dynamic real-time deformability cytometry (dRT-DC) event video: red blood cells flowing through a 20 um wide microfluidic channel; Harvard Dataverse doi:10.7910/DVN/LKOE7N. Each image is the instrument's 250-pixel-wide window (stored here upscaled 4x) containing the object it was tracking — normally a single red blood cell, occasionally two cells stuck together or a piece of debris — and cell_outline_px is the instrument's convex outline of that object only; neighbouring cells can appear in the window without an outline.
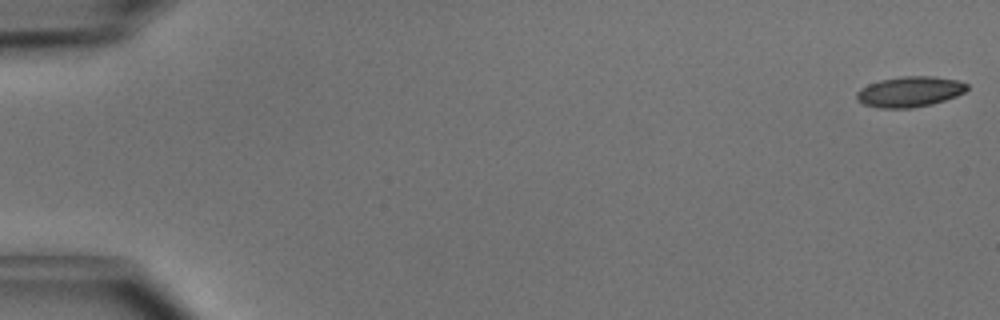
{"species": "common noctule bat (a hibernating species)", "species_latin": "Nyctalus noctula", "temperature_condition": "cold", "stored_images_in_passage": 50, "camera_frame_rate_fps": 3000, "um_per_image_px": 0.085, "animal": {"sex": "male", "body_mass_g": 15.6}, "frame": {"image": 1, "passage_image": 1, "time_ms": 0.0, "image_size_px": [1000, 320], "cell_outline_px": [[968, 88], [964, 92], [956, 96], [932, 104], [912, 108], [880, 108], [864, 104], [856, 100], [856, 92], [860, 88], [868, 84], [880, 80], [904, 76], [932, 76], [956, 80], [968, 84]], "centroid_in_image_um": [77.3, 7.8], "position_along_channel_um": 7.7, "area_um2": 19.59}}
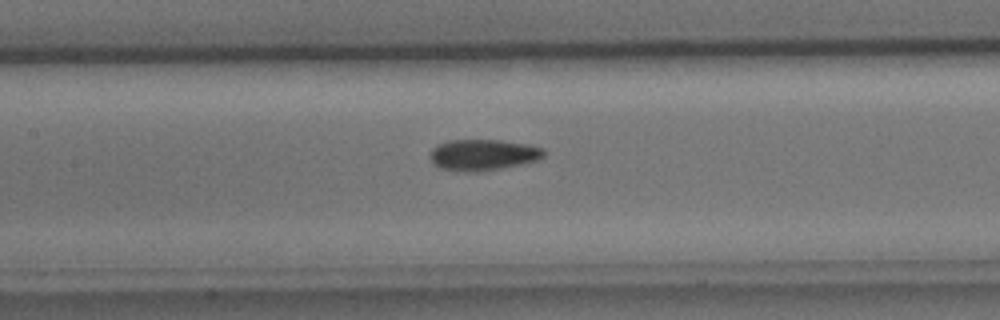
{"frame": {"image": 2, "passage_image": 24, "time_ms": 7.667, "image_size_px": [1000, 320], "cell_outline_px": [[544, 156], [536, 160], [520, 164], [476, 172], [440, 168], [432, 160], [432, 148], [436, 144], [448, 140], [500, 140], [528, 144], [544, 148]], "centroid_in_image_um": [41.07, 13.13], "position_along_channel_um": 166.3, "area_um2": 20.23}}
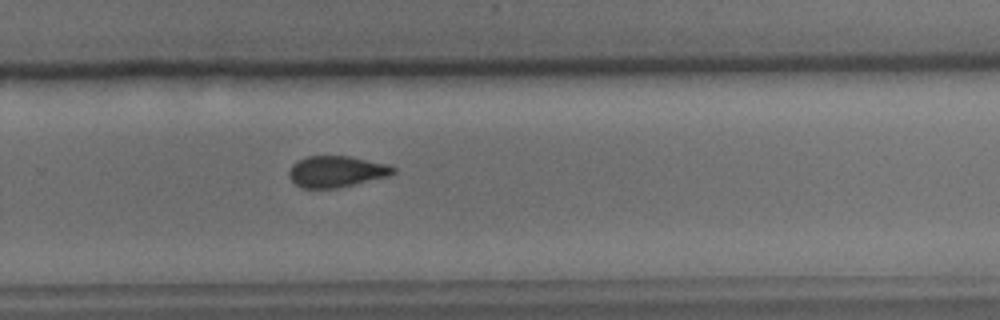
{"frame": {"image": 3, "passage_image": 34, "time_ms": 11.0, "image_size_px": [1000, 320], "cell_outline_px": [[396, 172], [388, 176], [336, 188], [300, 188], [288, 176], [288, 172], [292, 164], [296, 160], [308, 156], [348, 156], [388, 164], [396, 168]], "centroid_in_image_um": [28.57, 14.57], "position_along_channel_um": 301.2, "area_um2": 18.96}, "authors_computed_cell_mechanics": {"area_um2": 19.5364, "velocity_mm_per_s": 4.0575, "shape_relaxation_time_tau1_ms": 4.0326, "shape_relaxation_time_tau2_ms": 3.577, "deformation_change_tau1": 0.1184, "deformation_change_tau2": 0.0933}}